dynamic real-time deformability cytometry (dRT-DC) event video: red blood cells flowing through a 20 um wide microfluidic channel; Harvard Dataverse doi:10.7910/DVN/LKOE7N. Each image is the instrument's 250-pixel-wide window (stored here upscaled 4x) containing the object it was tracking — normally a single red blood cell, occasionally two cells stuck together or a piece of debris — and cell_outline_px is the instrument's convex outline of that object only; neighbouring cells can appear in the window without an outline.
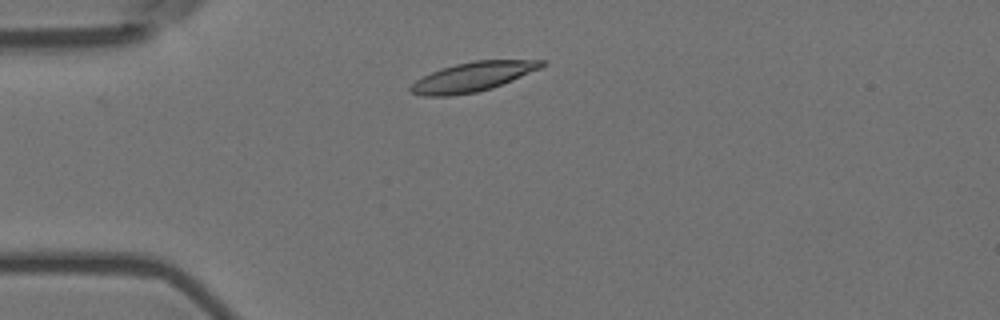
{"species": "Egyptian fruit bat (a non-hibernating species)", "species_latin": "Rousettus aegyptiacus", "temperature_condition": "room temperature", "stored_images_in_passage": 44, "camera_frame_rate_fps": 3000, "um_per_image_px": 0.085, "animal": {"sex": "female"}, "frame": {"image": 1, "passage_image": 1, "time_ms": 0.0, "image_size_px": [1000, 320], "cell_outline_px": [[548, 64], [540, 68], [512, 80], [492, 88], [476, 92], [452, 96], [424, 96], [412, 92], [408, 88], [416, 80], [440, 68], [472, 60], [544, 60]], "centroid_in_image_um": [40.18, 6.52], "position_along_channel_um": 44.8, "area_um2": 22.31}}
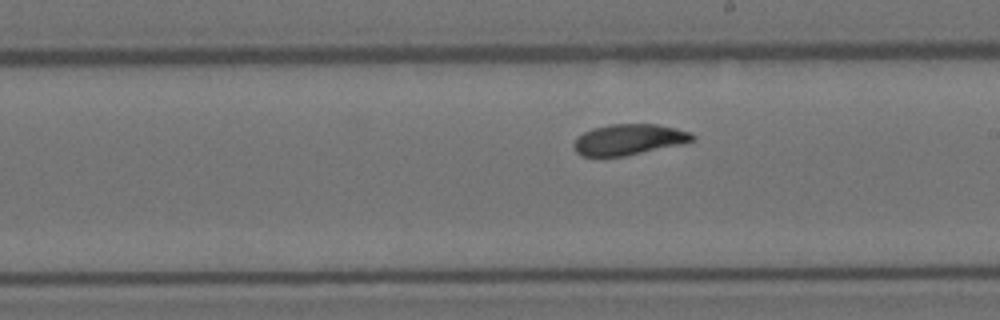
{"frame": {"image": 2, "passage_image": 19, "time_ms": 6.0, "image_size_px": [1000, 320], "cell_outline_px": [[696, 136], [692, 140], [680, 144], [624, 156], [580, 156], [576, 152], [572, 144], [576, 136], [592, 128], [612, 124], [656, 124], [676, 128], [692, 132]], "centroid_in_image_um": [53.41, 11.85], "position_along_channel_um": 235.6, "area_um2": 21.27}}
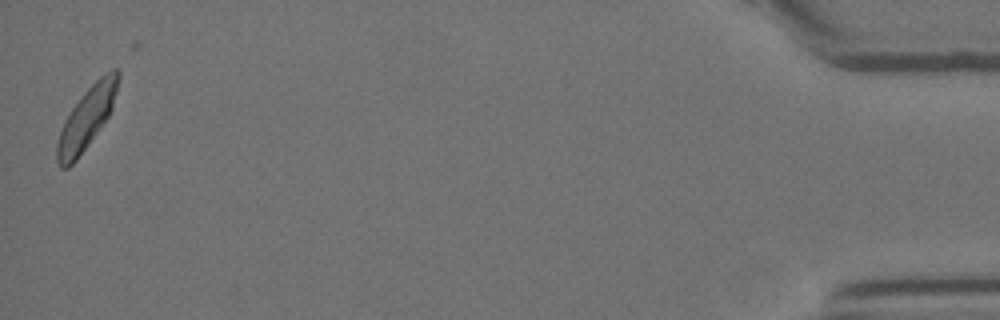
{"frame": {"image": 3, "passage_image": 43, "time_ms": 14.0, "image_size_px": [1000, 320], "cell_outline_px": [[120, 76], [112, 108], [108, 116], [76, 160], [68, 168], [60, 168], [56, 160], [56, 144], [64, 120], [72, 108], [84, 92], [100, 76], [112, 68], [116, 68], [120, 72]], "centroid_in_image_um": [7.35, 10.03], "position_along_channel_um": 427.8, "area_um2": 21.56}, "authors_computed_cell_mechanics": {"area_um2": 21.5305, "velocity_mm_per_s": 3.5391, "shape_relaxation_time_tau1_ms": 4.0913, "shape_relaxation_time_tau2_ms": 2.488, "deformation_change_tau1": 0.1295, "deformation_change_tau2": 0.0693}}